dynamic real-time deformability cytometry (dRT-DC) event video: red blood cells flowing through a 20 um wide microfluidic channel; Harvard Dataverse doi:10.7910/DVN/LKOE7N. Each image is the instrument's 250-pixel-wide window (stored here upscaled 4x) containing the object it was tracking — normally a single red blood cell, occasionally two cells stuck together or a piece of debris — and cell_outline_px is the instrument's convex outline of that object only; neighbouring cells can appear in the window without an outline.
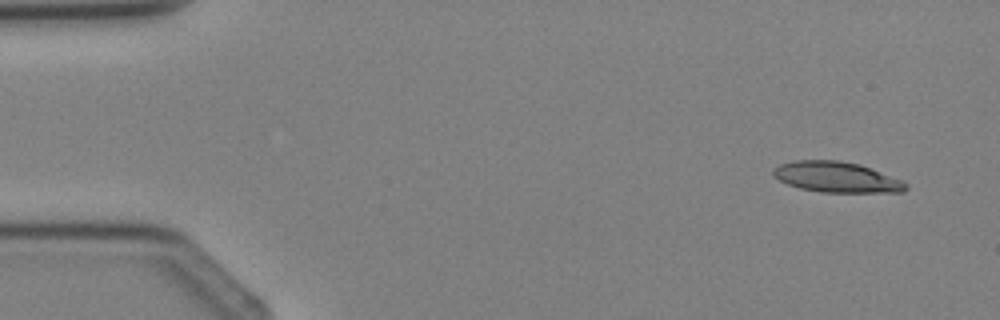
{"species": "Egyptian fruit bat (a non-hibernating species)", "species_latin": "Rousettus aegyptiacus", "temperature_condition": "cold", "stored_images_in_passage": 3, "camera_frame_rate_fps": 3000, "um_per_image_px": 0.085, "animal": {"sex": "female"}, "frame": {"image": 1, "passage_image": 1, "time_ms": 0.0, "image_size_px": [1000, 320], "cell_outline_px": [[908, 188], [904, 192], [820, 192], [800, 188], [788, 184], [772, 176], [772, 168], [780, 164], [796, 160], [840, 160], [860, 164], [900, 180], [908, 184]], "centroid_in_image_um": [71.08, 15.05], "position_along_channel_um": 13.9, "area_um2": 23.58}}
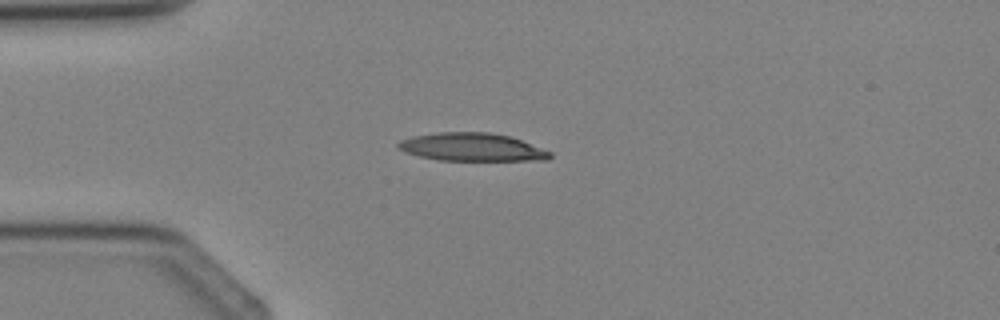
{"frame": {"image": 2, "passage_image": 3, "time_ms": 2.333, "image_size_px": [1000, 320], "cell_outline_px": [[552, 156], [548, 160], [440, 160], [420, 156], [404, 152], [396, 148], [396, 144], [400, 140], [412, 136], [440, 132], [488, 132], [508, 136], [520, 140], [552, 152]], "centroid_in_image_um": [40.08, 12.5], "position_along_channel_um": 44.9, "area_um2": 24.68}}